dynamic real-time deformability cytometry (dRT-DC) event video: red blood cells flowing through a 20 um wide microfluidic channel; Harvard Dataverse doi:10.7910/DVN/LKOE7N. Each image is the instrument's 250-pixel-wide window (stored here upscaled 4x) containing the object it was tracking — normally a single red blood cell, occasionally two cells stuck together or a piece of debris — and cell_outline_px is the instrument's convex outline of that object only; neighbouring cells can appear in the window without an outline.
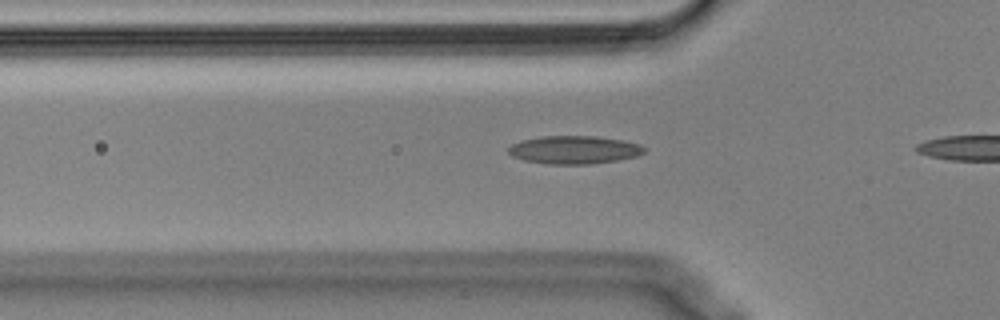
{"species": "Egyptian fruit bat (a non-hibernating species)", "species_latin": "Rousettus aegyptiacus", "temperature_condition": "cold", "stored_images_in_passage": 32, "camera_frame_rate_fps": 3000, "um_per_image_px": 0.085, "animal": {"sex": "male"}, "frame": {"image": 1, "passage_image": 9, "time_ms": 2.667, "image_size_px": [1000, 320], "cell_outline_px": [[648, 148], [644, 152], [636, 156], [616, 160], [592, 164], [548, 164], [524, 160], [512, 156], [508, 152], [508, 148], [512, 144], [524, 140], [540, 136], [596, 136], [620, 140], [640, 144]], "centroid_in_image_um": [48.81, 12.73], "position_along_channel_um": 77.0, "area_um2": 22.14}}
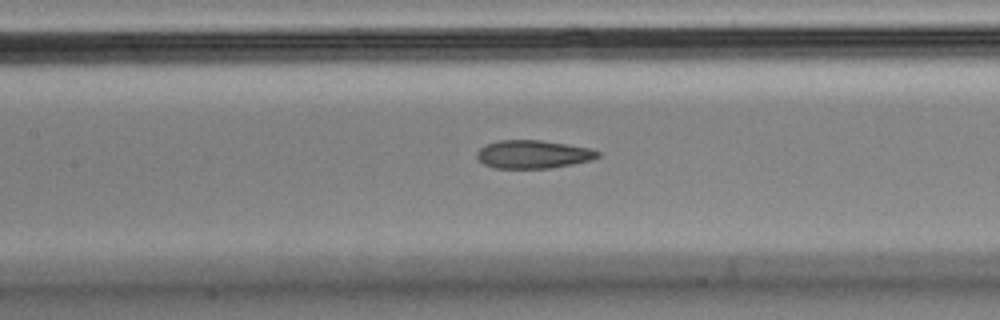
{"frame": {"image": 2, "passage_image": 16, "time_ms": 5.0, "image_size_px": [1000, 320], "cell_outline_px": [[600, 156], [592, 160], [552, 168], [496, 168], [484, 164], [476, 156], [476, 152], [484, 144], [500, 140], [540, 140], [568, 144], [592, 148], [600, 152]], "centroid_in_image_um": [45.33, 13.11], "position_along_channel_um": 162.1, "area_um2": 20.0}}
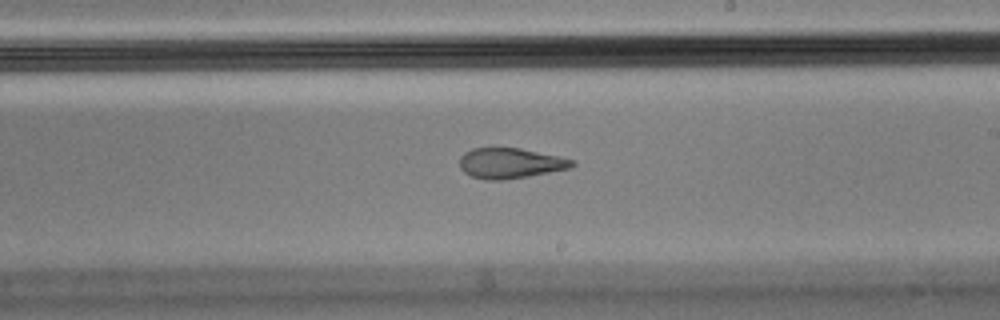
{"frame": {"image": 3, "passage_image": 23, "time_ms": 7.333, "image_size_px": [1000, 320], "cell_outline_px": [[576, 164], [572, 168], [528, 176], [504, 180], [488, 180], [472, 176], [464, 172], [460, 168], [460, 156], [464, 152], [472, 148], [520, 148], [576, 160]], "centroid_in_image_um": [43.39, 13.87], "position_along_channel_um": 245.6, "area_um2": 19.94}}